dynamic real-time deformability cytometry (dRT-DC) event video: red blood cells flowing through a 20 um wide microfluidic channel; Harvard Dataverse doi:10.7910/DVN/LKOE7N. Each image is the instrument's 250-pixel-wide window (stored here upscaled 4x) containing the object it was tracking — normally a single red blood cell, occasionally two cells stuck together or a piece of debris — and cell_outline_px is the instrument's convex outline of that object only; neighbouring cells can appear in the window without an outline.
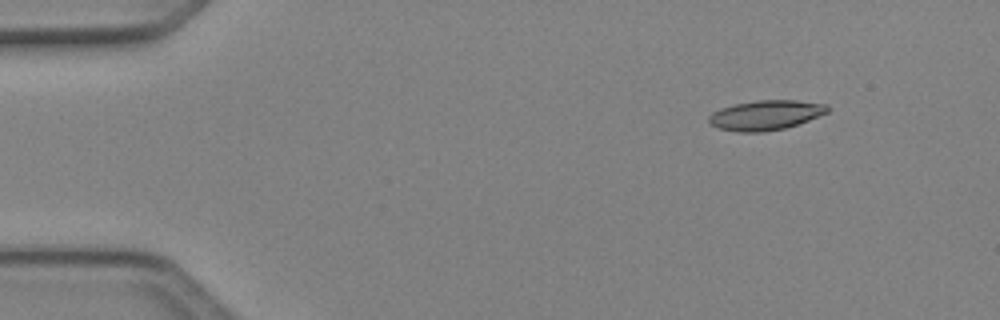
{"species": "Egyptian fruit bat (a non-hibernating species)", "species_latin": "Rousettus aegyptiacus", "temperature_condition": "cold", "stored_images_in_passage": 4, "camera_frame_rate_fps": 3000, "um_per_image_px": 0.085, "animal": {"sex": "female"}, "frame": {"image": 1, "passage_image": 2, "time_ms": 0.333, "image_size_px": [1000, 320], "cell_outline_px": [[828, 112], [808, 120], [784, 128], [764, 132], [736, 132], [720, 128], [712, 124], [708, 120], [708, 116], [712, 112], [720, 108], [732, 104], [756, 100], [796, 100], [828, 104]], "centroid_in_image_um": [65.06, 9.77], "position_along_channel_um": 19.9, "area_um2": 20.58}}
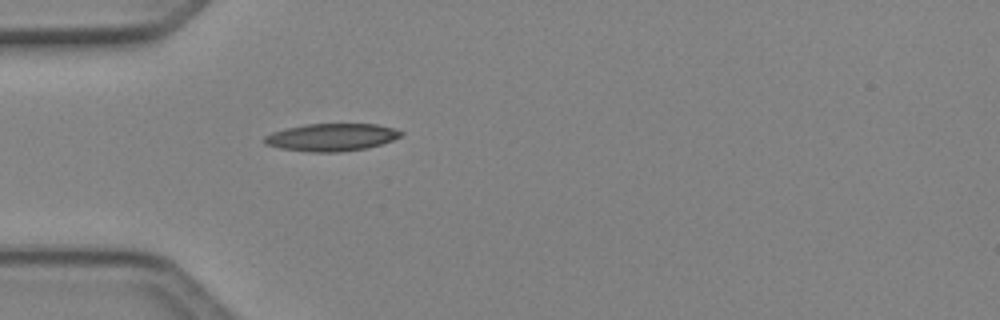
{"frame": {"image": 2, "passage_image": 4, "time_ms": 1.0, "image_size_px": [1000, 320], "cell_outline_px": [[404, 132], [400, 136], [392, 140], [368, 148], [336, 152], [312, 152], [280, 148], [264, 144], [264, 136], [272, 132], [304, 124], [376, 124], [392, 128]], "centroid_in_image_um": [28.16, 11.66], "position_along_channel_um": 56.8, "area_um2": 21.73}}